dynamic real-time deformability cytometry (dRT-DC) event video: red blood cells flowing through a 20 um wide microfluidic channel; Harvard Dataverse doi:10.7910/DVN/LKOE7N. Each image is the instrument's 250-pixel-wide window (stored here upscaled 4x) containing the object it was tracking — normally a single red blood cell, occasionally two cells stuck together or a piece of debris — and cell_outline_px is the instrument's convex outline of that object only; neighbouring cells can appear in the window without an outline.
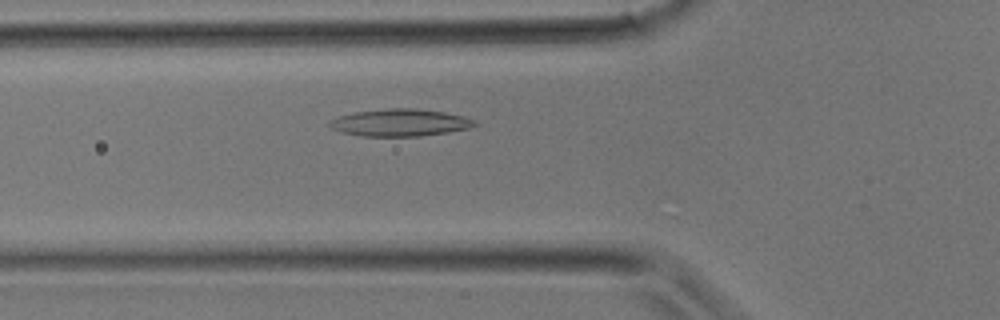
{"species": "common noctule bat (a hibernating species)", "species_latin": "Nyctalus noctula", "temperature_condition": "room temperature", "stored_images_in_passage": 25, "camera_frame_rate_fps": 3000, "um_per_image_px": 0.085, "animal": {"sex": "male", "body_mass_g": 17.9}, "frame": {"image": 1, "passage_image": 3, "time_ms": 0.667, "image_size_px": [1000, 320], "cell_outline_px": [[480, 124], [468, 128], [448, 132], [420, 136], [360, 136], [344, 132], [332, 128], [328, 124], [328, 120], [336, 116], [356, 112], [388, 108], [416, 108], [444, 112], [464, 116], [476, 120]], "centroid_in_image_um": [34.02, 10.41], "position_along_channel_um": 91.8, "area_um2": 23.12}}
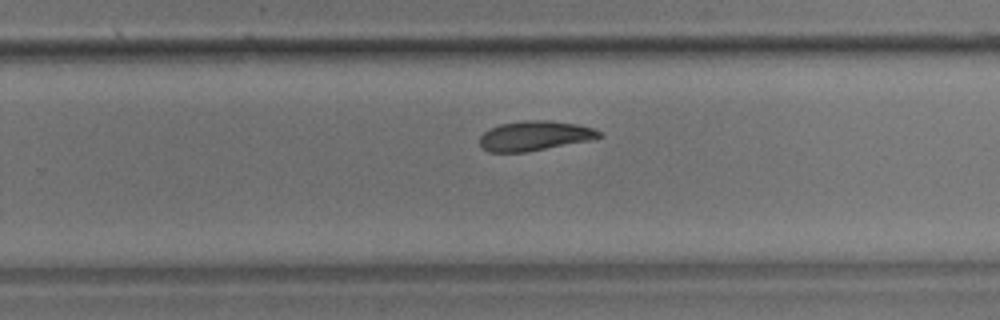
{"frame": {"image": 2, "passage_image": 13, "time_ms": 4.0, "image_size_px": [1000, 320], "cell_outline_px": [[604, 136], [592, 140], [524, 152], [488, 152], [480, 144], [480, 136], [488, 128], [500, 124], [520, 120], [548, 120], [576, 124], [592, 128], [600, 132]], "centroid_in_image_um": [45.44, 11.53], "position_along_channel_um": 284.4, "area_um2": 20.69}}
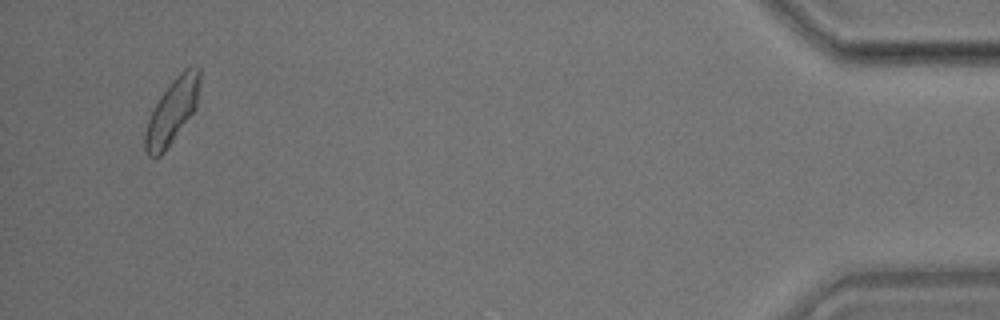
{"frame": {"image": 3, "passage_image": 24, "time_ms": 7.667, "image_size_px": [1000, 320], "cell_outline_px": [[200, 80], [196, 108], [164, 152], [156, 160], [148, 156], [144, 148], [144, 132], [148, 120], [160, 96], [172, 80], [184, 68], [192, 64], [196, 64], [200, 68]], "centroid_in_image_um": [14.63, 9.45], "position_along_channel_um": 420.6, "area_um2": 20.69}}